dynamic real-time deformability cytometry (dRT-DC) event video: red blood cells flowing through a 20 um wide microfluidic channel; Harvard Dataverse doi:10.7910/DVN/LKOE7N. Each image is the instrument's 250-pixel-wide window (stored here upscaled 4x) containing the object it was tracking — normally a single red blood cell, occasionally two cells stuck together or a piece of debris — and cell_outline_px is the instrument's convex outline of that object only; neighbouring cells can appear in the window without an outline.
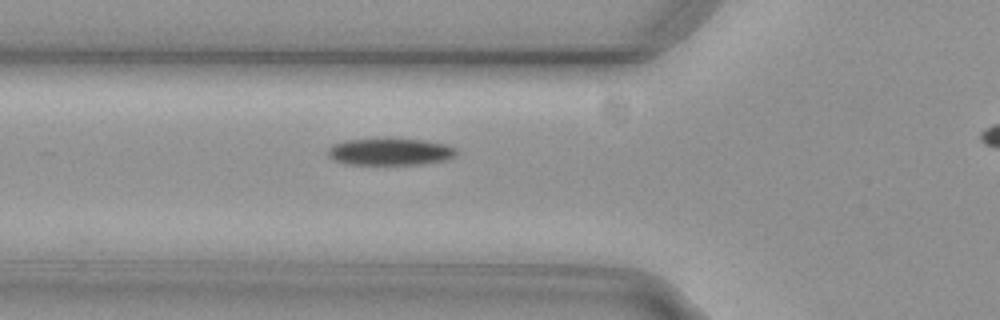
{"species": "common noctule bat (a hibernating species)", "species_latin": "Nyctalus noctula", "temperature_condition": "cold", "stored_images_in_passage": 48, "camera_frame_rate_fps": 3000, "um_per_image_px": 0.085, "animal": {"sex": "female", "body_mass_g": 29.2, "forearm_length_mm": 56.3}, "frame": {"image": 1, "passage_image": 19, "time_ms": 6.0, "image_size_px": [1000, 320], "cell_outline_px": [[456, 156], [444, 160], [424, 164], [344, 164], [328, 156], [328, 148], [332, 144], [344, 140], [424, 140], [444, 144], [456, 148]], "centroid_in_image_um": [33.15, 12.92], "position_along_channel_um": 92.7, "area_um2": 19.77}}
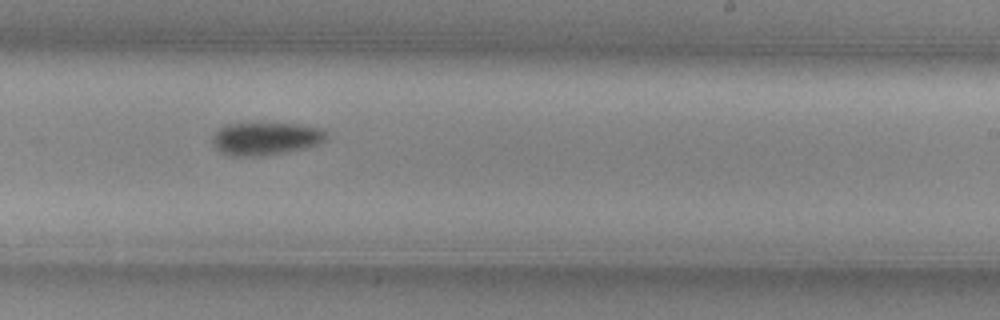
{"frame": {"image": 2, "passage_image": 33, "time_ms": 10.667, "image_size_px": [1000, 320], "cell_outline_px": [[328, 136], [320, 144], [304, 148], [264, 156], [228, 156], [220, 152], [212, 144], [212, 136], [220, 128], [228, 124], [296, 124], [324, 128]], "centroid_in_image_um": [22.59, 11.8], "position_along_channel_um": 266.4, "area_um2": 21.79}}
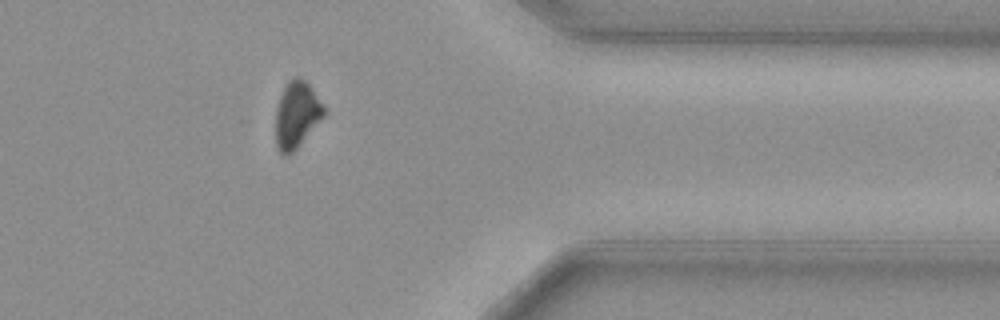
{"frame": {"image": 3, "passage_image": 44, "time_ms": 14.333, "image_size_px": [1000, 320], "cell_outline_px": [[324, 116], [296, 148], [288, 156], [284, 156], [280, 152], [276, 144], [276, 108], [280, 96], [284, 88], [296, 76], [308, 80], [324, 108]], "centroid_in_image_um": [25.21, 9.74], "position_along_channel_um": 386.2, "area_um2": 18.38}, "authors_computed_cell_mechanics": {"area_um2": 19.9699, "velocity_mm_per_s": 3.7266, "shape_relaxation_time_tau1_ms": 2.1691, "shape_relaxation_time_tau2_ms": null, "deformation_change_tau1": 0.1105, "deformation_change_tau2": null}}